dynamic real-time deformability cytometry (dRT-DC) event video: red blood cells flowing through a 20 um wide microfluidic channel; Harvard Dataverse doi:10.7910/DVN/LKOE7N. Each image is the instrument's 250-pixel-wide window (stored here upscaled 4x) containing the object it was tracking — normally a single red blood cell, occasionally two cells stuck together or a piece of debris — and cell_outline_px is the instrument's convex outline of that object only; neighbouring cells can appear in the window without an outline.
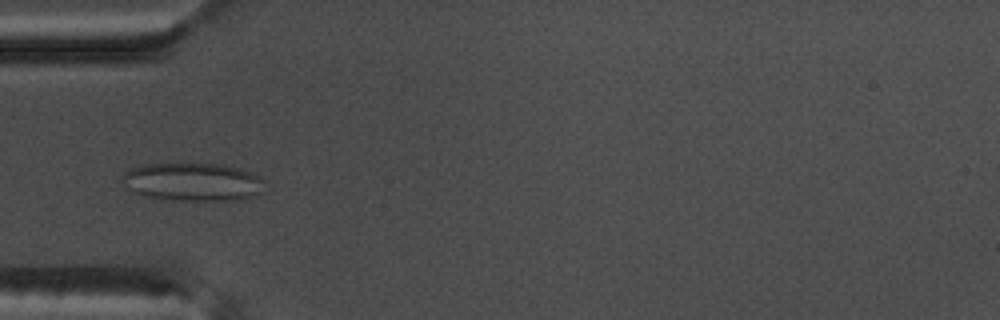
{"species": "common noctule bat (a hibernating species)", "species_latin": "Nyctalus noctula", "temperature_condition": "warm", "stored_images_in_passage": 51, "camera_frame_rate_fps": 3000, "um_per_image_px": 0.085, "animal": {"sex": "male", "body_mass_g": 17.5, "forearm_length_mm": 52.3}, "frame": {"image": 1, "passage_image": 14, "time_ms": 4.333, "image_size_px": [1000, 320], "cell_outline_px": [[264, 180], [260, 192], [256, 196], [240, 200], [180, 200], [148, 196], [132, 192], [124, 188], [120, 176], [124, 172], [132, 168], [144, 164], [224, 164], [240, 168], [252, 172], [260, 176]], "centroid_in_image_um": [16.38, 15.46], "position_along_channel_um": 68.6, "area_um2": 31.85}}
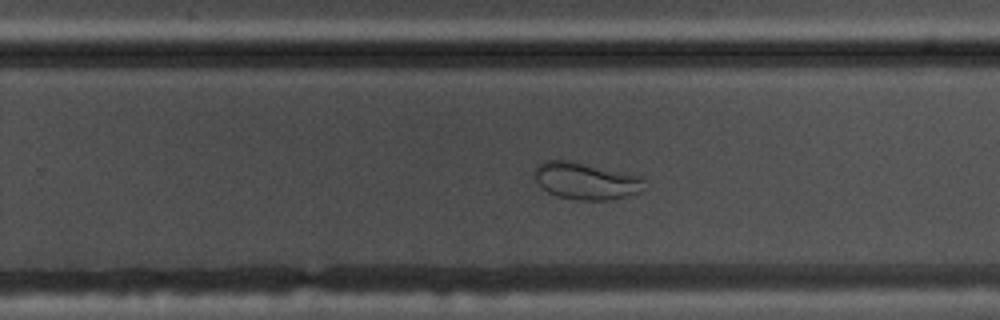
{"frame": {"image": 2, "passage_image": 31, "time_ms": 10.0, "image_size_px": [1000, 320], "cell_outline_px": [[648, 188], [640, 192], [608, 200], [576, 200], [556, 196], [540, 188], [532, 172], [536, 164], [544, 160], [572, 160], [644, 176]], "centroid_in_image_um": [49.81, 15.36], "position_along_channel_um": 280.0, "area_um2": 24.51}}
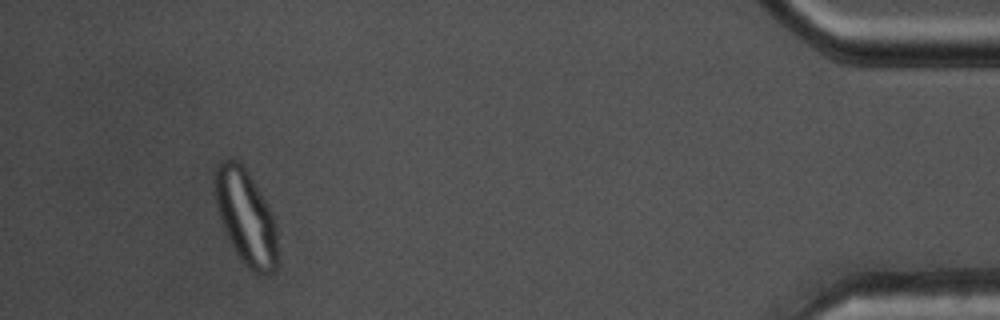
{"frame": {"image": 3, "passage_image": 47, "time_ms": 15.333, "image_size_px": [1000, 320], "cell_outline_px": [[280, 264], [272, 272], [264, 276], [252, 272], [240, 260], [228, 240], [224, 232], [220, 220], [216, 204], [216, 164], [220, 160], [240, 160], [248, 172], [268, 204], [276, 228]], "centroid_in_image_um": [20.93, 18.53], "position_along_channel_um": 414.3, "area_um2": 35.14}}